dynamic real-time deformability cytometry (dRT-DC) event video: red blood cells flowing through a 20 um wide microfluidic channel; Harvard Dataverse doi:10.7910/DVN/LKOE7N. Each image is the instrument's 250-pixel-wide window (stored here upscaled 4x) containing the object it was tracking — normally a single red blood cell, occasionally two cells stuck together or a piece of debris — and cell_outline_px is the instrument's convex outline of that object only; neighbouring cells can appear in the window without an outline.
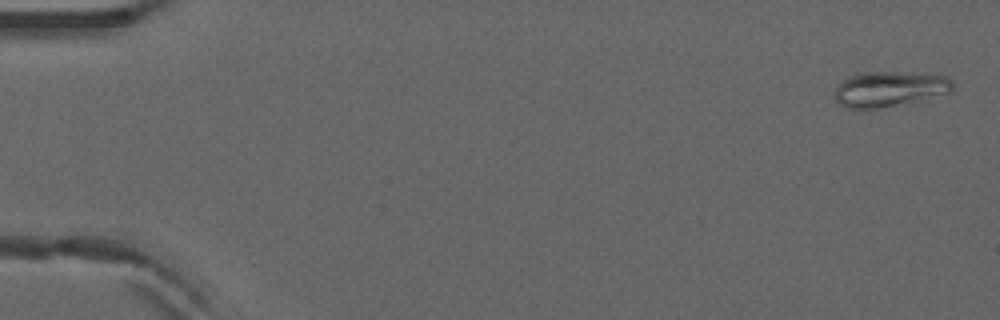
{"species": "common noctule bat (a hibernating species)", "species_latin": "Nyctalus noctula", "temperature_condition": "warm", "stored_images_in_passage": 2, "camera_frame_rate_fps": 3000, "um_per_image_px": 0.085, "animal": {"sex": "male", "forearm_length_mm": 52.5}, "frame": {"image": 1, "passage_image": 1, "time_ms": 0.0, "image_size_px": [1000, 320], "cell_outline_px": [[952, 92], [876, 108], [848, 108], [840, 104], [836, 100], [836, 88], [840, 80], [856, 72], [896, 72], [948, 76], [952, 80]], "centroid_in_image_um": [75.55, 7.53], "position_along_channel_um": 9.5, "area_um2": 23.76}}